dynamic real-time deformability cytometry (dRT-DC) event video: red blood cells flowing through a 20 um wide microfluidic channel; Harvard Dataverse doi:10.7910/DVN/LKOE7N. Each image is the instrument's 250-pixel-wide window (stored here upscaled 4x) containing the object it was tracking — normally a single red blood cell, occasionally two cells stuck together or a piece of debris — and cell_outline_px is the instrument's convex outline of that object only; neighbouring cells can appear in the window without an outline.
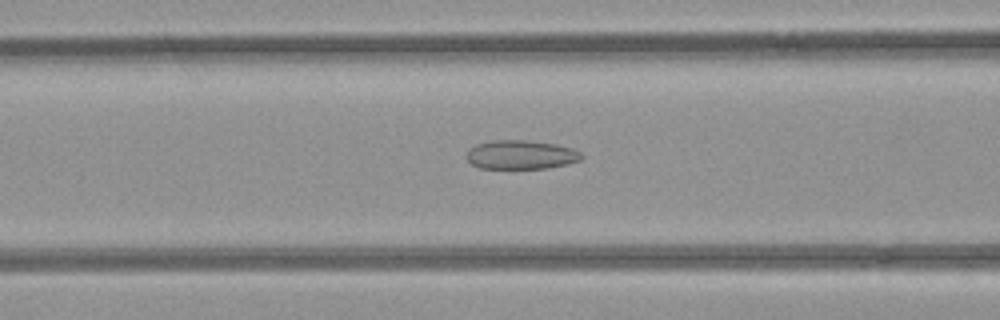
{"species": "common noctule bat (a hibernating species)", "species_latin": "Nyctalus noctula", "temperature_condition": "room temperature", "stored_images_in_passage": 46, "camera_frame_rate_fps": 3000, "um_per_image_px": 0.085, "animal": {"sex": "female", "body_mass_g": 21.9}, "frame": {"image": 1, "passage_image": 21, "time_ms": 6.667, "image_size_px": [1000, 320], "cell_outline_px": [[584, 156], [580, 160], [568, 164], [548, 168], [480, 168], [472, 164], [468, 160], [468, 152], [476, 144], [492, 140], [524, 140], [556, 144], [572, 148], [580, 152]], "centroid_in_image_um": [44.32, 13.15], "position_along_channel_um": 122.3, "area_um2": 19.25}}
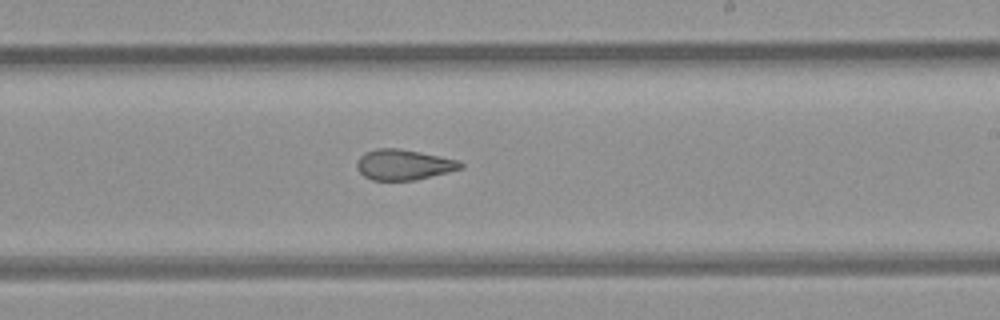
{"frame": {"image": 2, "passage_image": 31, "time_ms": 10.0, "image_size_px": [1000, 320], "cell_outline_px": [[464, 168], [416, 180], [372, 180], [364, 176], [356, 168], [356, 164], [360, 156], [364, 152], [376, 148], [400, 148], [460, 160], [464, 164]], "centroid_in_image_um": [34.32, 13.99], "position_along_channel_um": 254.7, "area_um2": 18.61}}
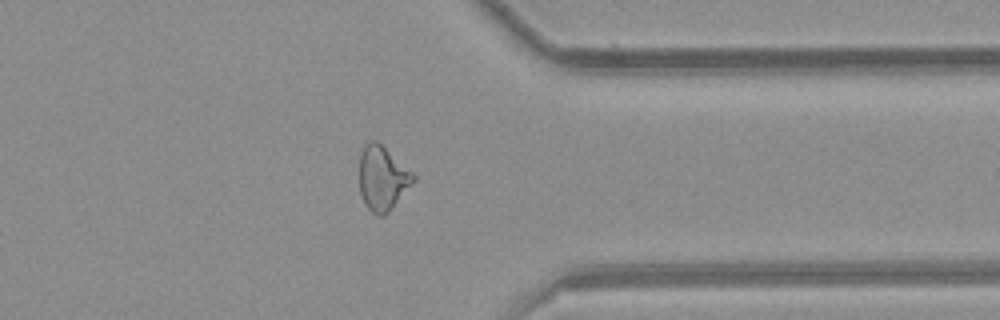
{"frame": {"image": 3, "passage_image": 41, "time_ms": 13.333, "image_size_px": [1000, 320], "cell_outline_px": [[416, 180], [388, 212], [384, 216], [376, 216], [364, 204], [360, 192], [360, 152], [364, 144], [368, 140], [376, 140], [412, 172], [416, 176]], "centroid_in_image_um": [32.49, 15.15], "position_along_channel_um": 378.9, "area_um2": 20.17}}